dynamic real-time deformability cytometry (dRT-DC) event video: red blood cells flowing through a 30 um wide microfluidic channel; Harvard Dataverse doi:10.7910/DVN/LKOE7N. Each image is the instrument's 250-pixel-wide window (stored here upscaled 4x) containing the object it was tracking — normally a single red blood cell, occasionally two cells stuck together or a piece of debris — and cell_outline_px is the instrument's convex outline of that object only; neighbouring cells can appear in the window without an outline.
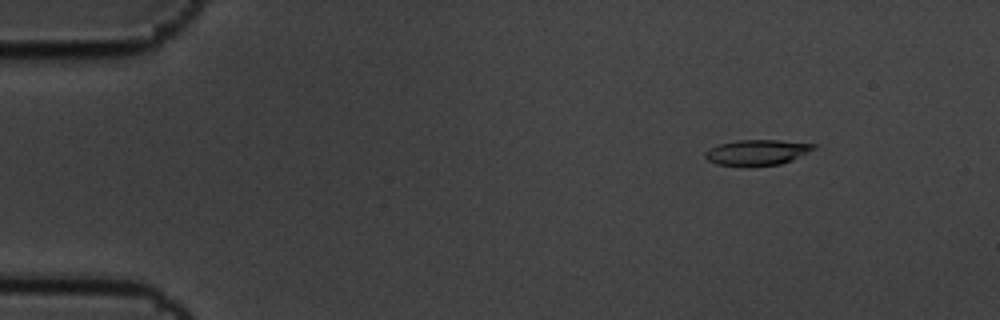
{"species": "common noctule bat (a hibernating species)", "species_latin": "Nyctalus noctula", "temperature_condition": "cold", "stored_images_in_passage": 5, "camera_frame_rate_fps": 3000, "um_per_image_px": 0.085, "animal": {"sex": "male", "body_mass_g": 19.5, "forearm_length_mm": 54.6}, "frame": {"image": 1, "passage_image": 2, "time_ms": 0.333, "image_size_px": [1000, 320], "cell_outline_px": [[820, 144], [816, 148], [792, 160], [780, 164], [748, 168], [744, 168], [716, 164], [708, 160], [704, 156], [704, 152], [708, 148], [720, 144], [740, 140], [776, 140]], "centroid_in_image_um": [64.33, 12.98], "position_along_channel_um": 20.7, "area_um2": 16.65}}
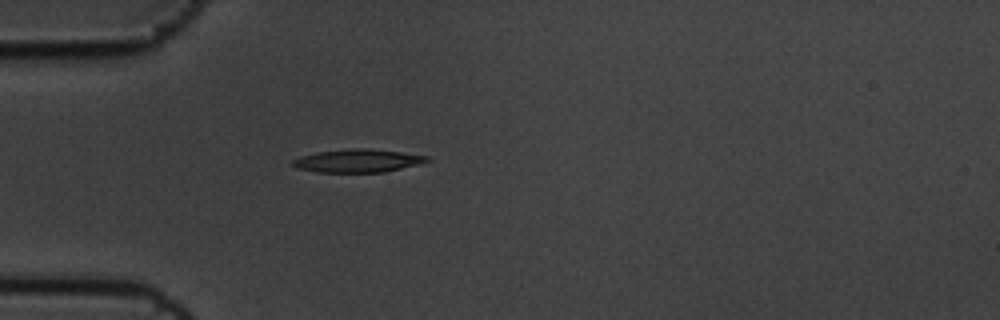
{"frame": {"image": 2, "passage_image": 5, "time_ms": 1.333, "image_size_px": [1000, 320], "cell_outline_px": [[432, 160], [420, 164], [384, 172], [316, 172], [296, 168], [288, 164], [292, 160], [300, 156], [316, 152], [352, 148], [364, 148], [400, 152], [428, 156]], "centroid_in_image_um": [30.36, 13.67], "position_along_channel_um": 54.6, "area_um2": 18.21}}